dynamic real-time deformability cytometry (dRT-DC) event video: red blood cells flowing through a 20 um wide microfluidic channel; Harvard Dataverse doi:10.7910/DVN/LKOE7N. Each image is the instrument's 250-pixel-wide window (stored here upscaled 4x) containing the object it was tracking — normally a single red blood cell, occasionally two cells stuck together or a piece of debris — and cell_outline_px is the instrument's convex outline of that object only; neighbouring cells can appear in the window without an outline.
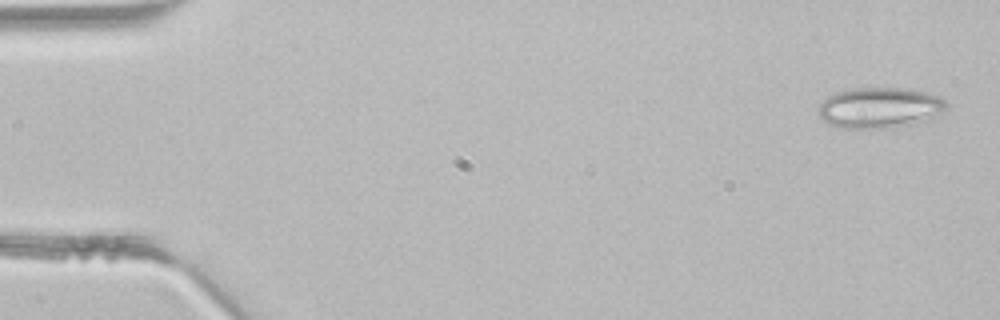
{"species": "common noctule bat (a hibernating species)", "species_latin": "Nyctalus noctula", "temperature_condition": "room temperature", "stored_images_in_passage": 5, "camera_frame_rate_fps": 3000, "um_per_image_px": 0.085, "animal": {"sex": "male", "body_mass_g": 21.5, "forearm_length_mm": 52.0}, "frame": {"image": 1, "passage_image": 1, "time_ms": 0.0, "image_size_px": [1000, 320], "cell_outline_px": [[948, 104], [940, 112], [924, 120], [908, 124], [880, 128], [840, 128], [828, 124], [820, 120], [820, 104], [828, 96], [836, 92], [852, 88], [908, 88], [940, 96]], "centroid_in_image_um": [74.71, 9.14], "position_along_channel_um": 10.3, "area_um2": 29.94}}